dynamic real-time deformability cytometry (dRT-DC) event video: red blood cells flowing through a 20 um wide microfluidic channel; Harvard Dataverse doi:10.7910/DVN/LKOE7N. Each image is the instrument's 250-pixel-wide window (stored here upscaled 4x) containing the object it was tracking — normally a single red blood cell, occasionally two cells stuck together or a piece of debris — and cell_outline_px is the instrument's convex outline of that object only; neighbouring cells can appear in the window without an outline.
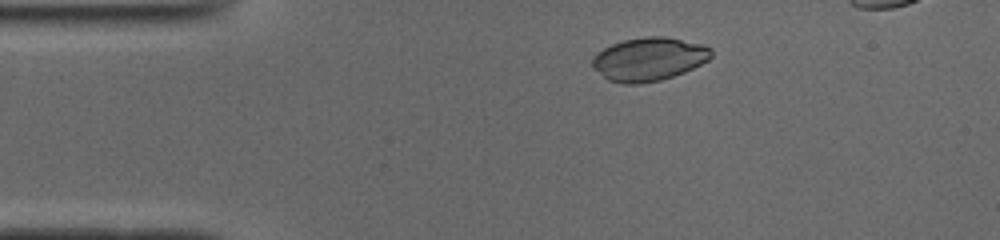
{"species": "common noctule bat (a hibernating species)", "species_latin": "Nyctalus noctula", "temperature_condition": "cold", "stored_images_in_passage": 38, "camera_frame_rate_fps": 3000, "um_per_image_px": 0.085, "animal": {"sex": "male", "body_mass_g": 19.0, "forearm_length_mm": 50.8}, "frame": {"image": 1, "passage_image": 1, "time_ms": 0.0, "image_size_px": [1000, 240], "cell_outline_px": [[712, 56], [708, 60], [684, 72], [660, 80], [636, 84], [624, 84], [608, 80], [592, 68], [592, 60], [596, 52], [612, 44], [624, 40], [648, 36], [664, 36], [704, 44], [712, 48]], "centroid_in_image_um": [55.15, 5.02], "position_along_channel_um": 29.9, "area_um2": 30.06}}
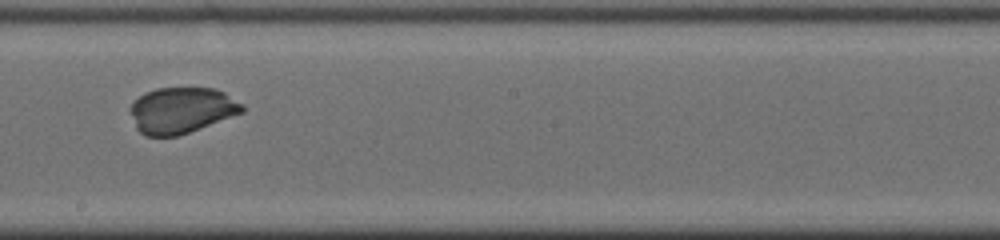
{"frame": {"image": 2, "passage_image": 20, "time_ms": 6.333, "image_size_px": [1000, 240], "cell_outline_px": [[244, 112], [188, 132], [176, 136], [144, 136], [136, 128], [132, 112], [132, 104], [144, 92], [156, 88], [216, 88], [224, 92], [244, 104]], "centroid_in_image_um": [15.46, 9.36], "position_along_channel_um": 232.7, "area_um2": 29.71}}
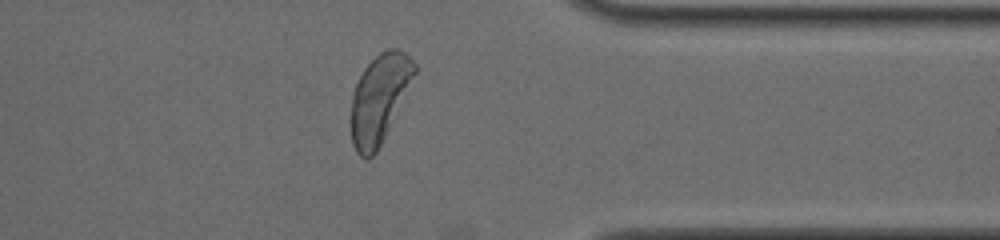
{"frame": {"image": 3, "passage_image": 32, "time_ms": 10.333, "image_size_px": [1000, 240], "cell_outline_px": [[416, 72], [376, 152], [368, 160], [360, 156], [356, 152], [352, 144], [352, 92], [364, 68], [380, 52], [388, 48], [400, 48], [416, 64]], "centroid_in_image_um": [32.23, 8.35], "position_along_channel_um": 379.2, "area_um2": 31.85}}